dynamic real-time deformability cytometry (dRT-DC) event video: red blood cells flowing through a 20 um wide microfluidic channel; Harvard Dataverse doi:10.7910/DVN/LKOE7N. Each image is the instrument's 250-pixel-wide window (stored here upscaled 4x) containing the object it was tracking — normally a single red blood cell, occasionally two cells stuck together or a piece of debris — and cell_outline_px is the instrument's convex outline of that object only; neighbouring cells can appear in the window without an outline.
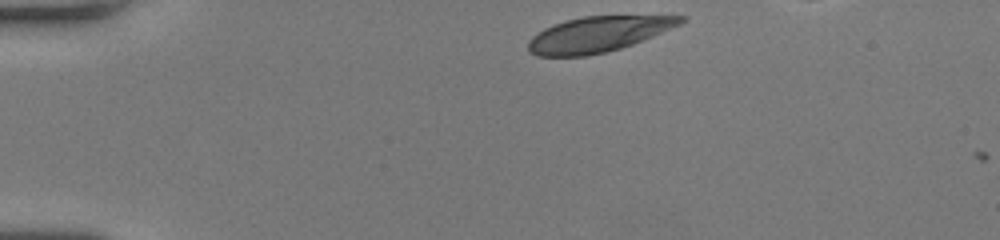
{"species": "human", "species_latin": "Homo sapiens", "temperature_condition": "room temperature", "stored_images_in_passage": 39, "camera_frame_rate_fps": 3000, "um_per_image_px": 0.085, "donor": {"sex": "female"}, "frame": {"image": 1, "passage_image": 1, "time_ms": 0.0, "image_size_px": [1000, 240], "cell_outline_px": [[688, 20], [680, 24], [652, 36], [632, 44], [620, 48], [588, 56], [536, 56], [528, 52], [528, 40], [532, 36], [544, 28], [552, 24], [584, 16], [688, 16]], "centroid_in_image_um": [50.8, 2.92], "position_along_channel_um": 34.2, "area_um2": 31.27}}
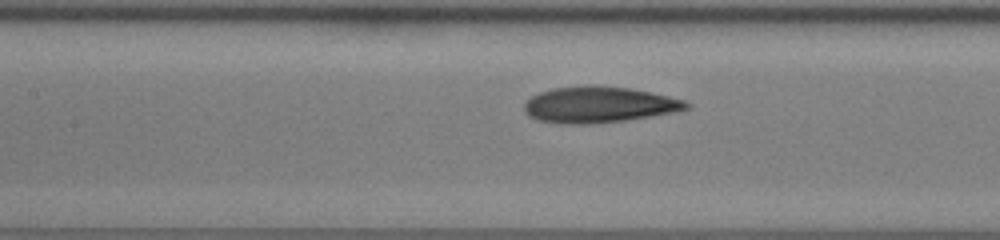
{"frame": {"image": 2, "passage_image": 15, "time_ms": 4.667, "image_size_px": [1000, 240], "cell_outline_px": [[692, 104], [688, 108], [676, 112], [624, 120], [584, 124], [560, 124], [540, 120], [528, 116], [524, 112], [524, 104], [532, 96], [540, 92], [552, 88], [592, 84], [628, 88], [668, 96], [684, 100]], "centroid_in_image_um": [50.88, 8.89], "position_along_channel_um": 156.5, "area_um2": 34.04}}
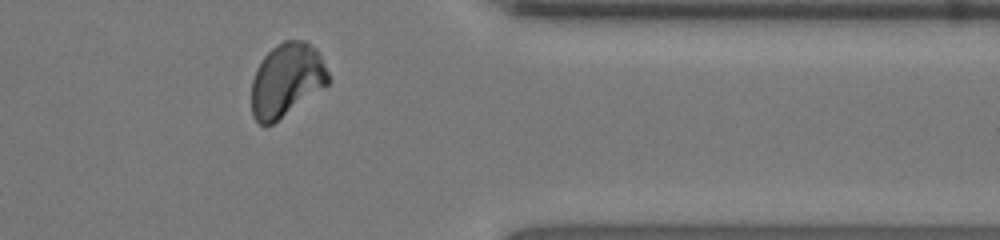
{"frame": {"image": 3, "passage_image": 33, "time_ms": 10.667, "image_size_px": [1000, 240], "cell_outline_px": [[332, 80], [324, 88], [272, 124], [264, 128], [252, 116], [252, 80], [256, 68], [264, 56], [276, 44], [284, 40], [308, 40], [316, 48]], "centroid_in_image_um": [24.37, 6.8], "position_along_channel_um": 387.0, "area_um2": 33.18}}